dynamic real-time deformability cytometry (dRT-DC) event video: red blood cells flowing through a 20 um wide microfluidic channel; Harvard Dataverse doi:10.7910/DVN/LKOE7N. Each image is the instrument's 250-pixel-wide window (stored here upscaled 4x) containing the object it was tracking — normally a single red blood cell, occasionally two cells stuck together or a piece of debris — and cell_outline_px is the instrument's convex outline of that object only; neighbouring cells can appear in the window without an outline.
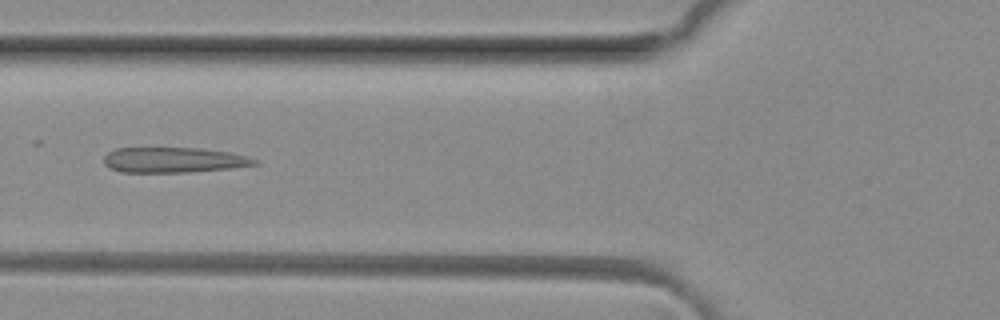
{"species": "common noctule bat (a hibernating species)", "species_latin": "Nyctalus noctula", "temperature_condition": "room temperature", "stored_images_in_passage": 3, "camera_frame_rate_fps": 3000, "um_per_image_px": 0.085, "animal": {"sex": "female", "body_mass_g": 29.2, "forearm_length_mm": 56.3}, "frame": {"image": 1, "passage_image": 3, "time_ms": 0.667, "image_size_px": [1000, 320], "cell_outline_px": [[260, 164], [228, 168], [188, 172], [124, 172], [112, 168], [104, 164], [104, 156], [108, 152], [116, 148], [200, 148], [228, 152], [244, 156], [256, 160]], "centroid_in_image_um": [14.73, 13.59], "position_along_channel_um": 111.1, "area_um2": 21.91}}